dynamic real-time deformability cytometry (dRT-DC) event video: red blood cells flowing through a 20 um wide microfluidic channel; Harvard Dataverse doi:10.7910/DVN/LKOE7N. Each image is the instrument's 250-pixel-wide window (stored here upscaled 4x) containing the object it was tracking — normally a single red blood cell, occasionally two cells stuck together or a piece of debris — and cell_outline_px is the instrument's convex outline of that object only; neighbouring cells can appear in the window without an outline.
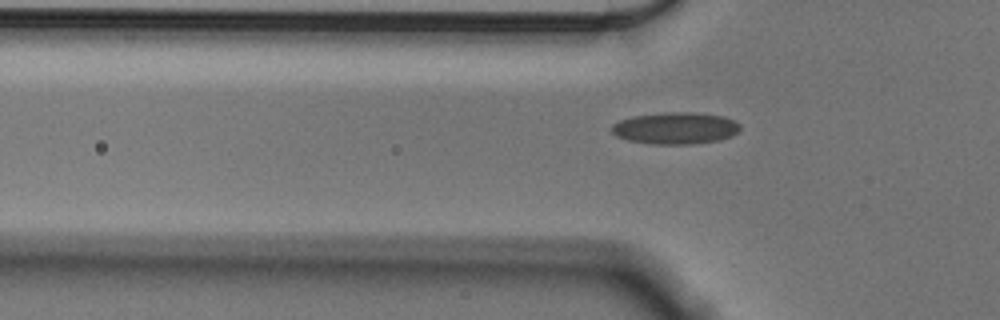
{"species": "Egyptian fruit bat (a non-hibernating species)", "species_latin": "Rousettus aegyptiacus", "temperature_condition": "cold", "stored_images_in_passage": 34, "camera_frame_rate_fps": 3000, "um_per_image_px": 0.085, "animal": {"sex": "male"}, "frame": {"image": 1, "passage_image": 2, "time_ms": 0.333, "image_size_px": [1000, 320], "cell_outline_px": [[740, 128], [732, 136], [716, 140], [688, 144], [652, 144], [628, 140], [616, 136], [612, 132], [612, 124], [620, 120], [632, 116], [668, 112], [692, 112], [724, 116], [740, 124]], "centroid_in_image_um": [57.39, 10.89], "position_along_channel_um": 68.4, "area_um2": 23.64}}
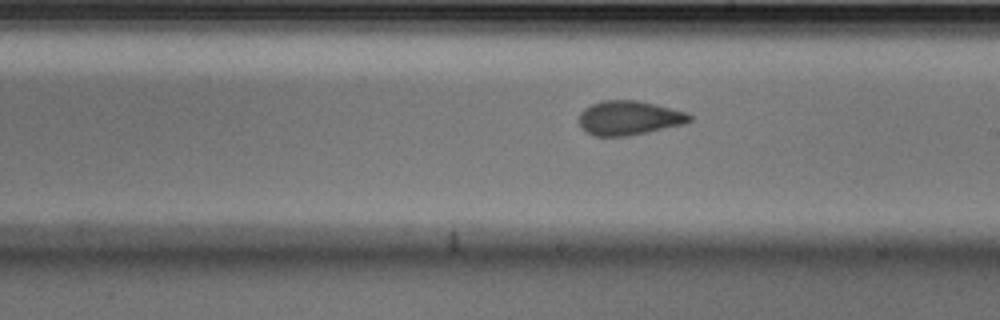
{"frame": {"image": 2, "passage_image": 16, "time_ms": 5.0, "image_size_px": [1000, 320], "cell_outline_px": [[692, 120], [684, 124], [648, 132], [624, 136], [592, 136], [580, 124], [580, 112], [584, 108], [600, 100], [636, 100], [656, 104], [688, 112], [692, 116]], "centroid_in_image_um": [53.5, 10.01], "position_along_channel_um": 235.5, "area_um2": 22.08}}
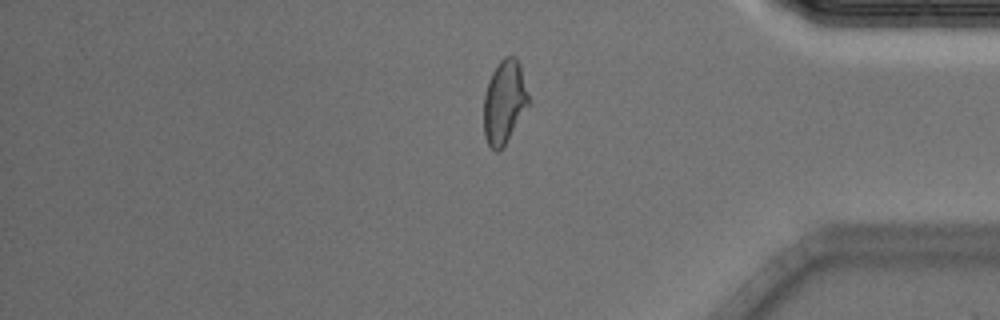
{"frame": {"image": 3, "passage_image": 31, "time_ms": 10.0, "image_size_px": [1000, 320], "cell_outline_px": [[528, 104], [500, 152], [496, 152], [488, 144], [484, 136], [484, 96], [488, 80], [496, 64], [504, 56], [516, 56], [520, 64], [528, 92]], "centroid_in_image_um": [42.84, 8.63], "position_along_channel_um": 392.4, "area_um2": 21.62}}